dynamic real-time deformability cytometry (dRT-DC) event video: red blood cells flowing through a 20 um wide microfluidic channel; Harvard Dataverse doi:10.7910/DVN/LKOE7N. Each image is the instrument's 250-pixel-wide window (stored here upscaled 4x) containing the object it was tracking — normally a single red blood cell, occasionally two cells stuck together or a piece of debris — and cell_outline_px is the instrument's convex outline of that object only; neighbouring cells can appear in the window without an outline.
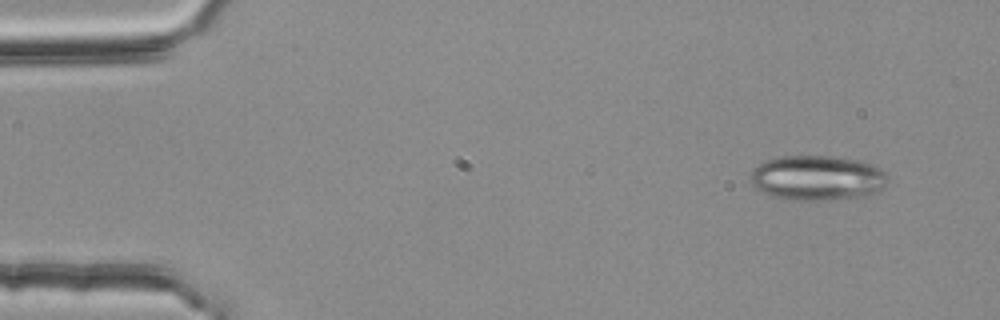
{"species": "common noctule bat (a hibernating species)", "species_latin": "Nyctalus noctula", "temperature_condition": "room temperature", "stored_images_in_passage": 51, "camera_frame_rate_fps": 3000, "um_per_image_px": 0.085, "animal": {"sex": "female", "body_mass_g": 25.1}, "frame": {"image": 1, "passage_image": 1, "time_ms": 0.0, "image_size_px": [1000, 320], "cell_outline_px": [[888, 180], [876, 192], [856, 196], [820, 200], [792, 200], [768, 196], [756, 188], [752, 184], [748, 176], [764, 160], [780, 156], [832, 156], [860, 160], [872, 164], [880, 168], [888, 176]], "centroid_in_image_um": [69.41, 15.1], "position_along_channel_um": 15.6, "area_um2": 35.84}}
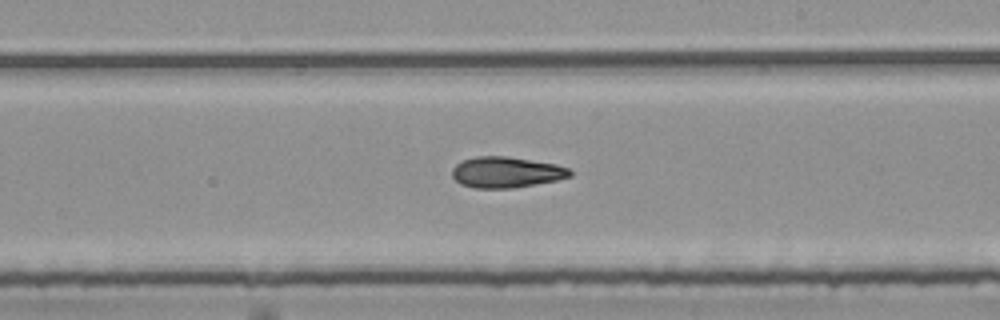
{"frame": {"image": 2, "passage_image": 28, "time_ms": 9.0, "image_size_px": [1000, 320], "cell_outline_px": [[572, 176], [556, 180], [512, 188], [476, 188], [460, 184], [452, 176], [452, 168], [460, 160], [476, 156], [508, 156], [556, 164], [568, 168], [572, 172]], "centroid_in_image_um": [43.0, 14.63], "position_along_channel_um": 246.0, "area_um2": 21.27}}
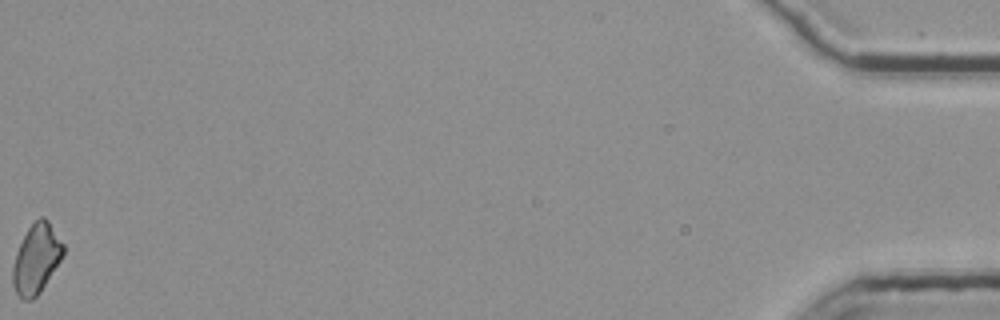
{"frame": {"image": 3, "passage_image": 51, "time_ms": 16.667, "image_size_px": [1000, 320], "cell_outline_px": [[64, 252], [60, 260], [40, 292], [32, 300], [24, 300], [16, 292], [12, 284], [12, 268], [16, 252], [28, 228], [40, 216], [44, 216], [48, 220], [64, 244]], "centroid_in_image_um": [3.08, 21.99], "position_along_channel_um": 432.1, "area_um2": 20.23}, "authors_computed_cell_mechanics": {"area_um2": 21.097, "velocity_mm_per_s": 3.7843, "shape_relaxation_time_tau1_ms": 7.8037, "shape_relaxation_time_tau2_ms": 9.2559, "deformation_change_tau1": 0.176, "deformation_change_tau2": 0.1943}}